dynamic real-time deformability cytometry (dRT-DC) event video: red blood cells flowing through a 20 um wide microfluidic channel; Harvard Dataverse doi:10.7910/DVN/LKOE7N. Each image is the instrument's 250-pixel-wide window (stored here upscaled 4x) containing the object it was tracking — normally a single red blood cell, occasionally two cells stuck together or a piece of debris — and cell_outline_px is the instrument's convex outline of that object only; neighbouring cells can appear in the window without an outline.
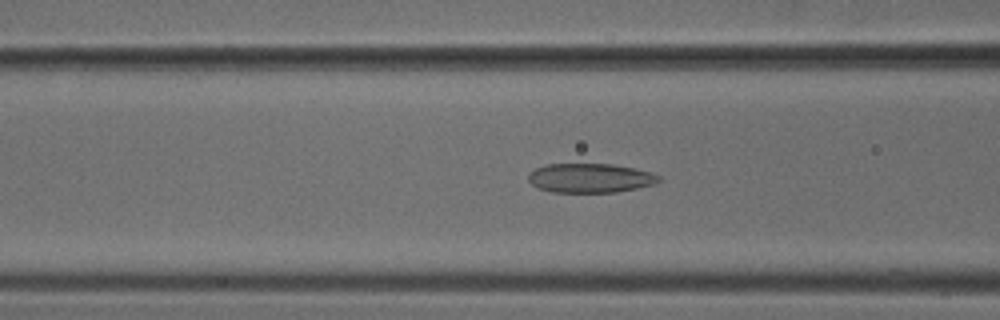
{"species": "common noctule bat (a hibernating species)", "species_latin": "Nyctalus noctula", "temperature_condition": "cold", "stored_images_in_passage": 27, "camera_frame_rate_fps": 3000, "um_per_image_px": 0.085, "animal": {"sex": "male", "body_mass_g": 18.8}, "frame": {"image": 1, "passage_image": 15, "time_ms": 4.667, "image_size_px": [1000, 320], "cell_outline_px": [[660, 180], [652, 184], [636, 188], [616, 192], [552, 192], [536, 188], [528, 180], [528, 176], [536, 168], [544, 164], [612, 164], [652, 172], [660, 176]], "centroid_in_image_um": [50.13, 15.13], "position_along_channel_um": 116.5, "area_um2": 22.14}}
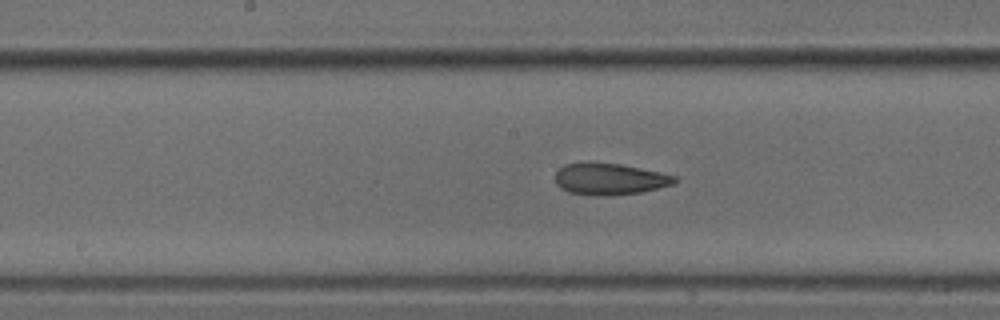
{"frame": {"image": 2, "passage_image": 21, "time_ms": 6.667, "image_size_px": [1000, 320], "cell_outline_px": [[676, 180], [672, 184], [640, 192], [608, 196], [596, 196], [568, 192], [560, 188], [556, 184], [556, 172], [564, 164], [620, 164], [660, 172], [676, 176]], "centroid_in_image_um": [51.8, 15.24], "position_along_channel_um": 196.4, "area_um2": 21.44}}
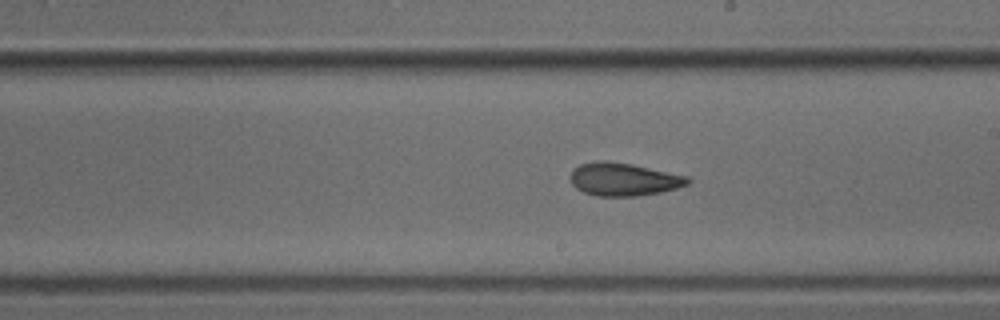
{"frame": {"image": 3, "passage_image": 24, "time_ms": 7.667, "image_size_px": [1000, 320], "cell_outline_px": [[692, 180], [688, 184], [676, 188], [660, 192], [636, 196], [596, 196], [584, 192], [576, 188], [572, 184], [572, 172], [580, 164], [596, 160], [632, 164], [688, 176]], "centroid_in_image_um": [53.03, 15.24], "position_along_channel_um": 236.0, "area_um2": 22.31}}